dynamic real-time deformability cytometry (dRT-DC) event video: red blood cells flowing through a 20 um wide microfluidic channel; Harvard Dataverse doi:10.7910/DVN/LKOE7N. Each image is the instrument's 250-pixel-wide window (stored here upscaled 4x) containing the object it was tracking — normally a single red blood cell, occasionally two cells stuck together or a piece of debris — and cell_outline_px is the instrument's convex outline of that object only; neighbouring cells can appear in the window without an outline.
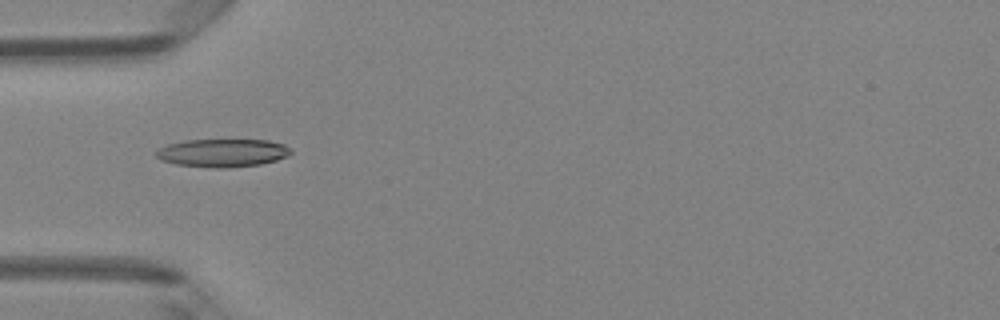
{"species": "Egyptian fruit bat (a non-hibernating species)", "species_latin": "Rousettus aegyptiacus", "temperature_condition": "room temperature", "stored_images_in_passage": 33, "camera_frame_rate_fps": 3000, "um_per_image_px": 0.085, "animal": {"sex": "female"}, "frame": {"image": 1, "passage_image": 1, "time_ms": 0.0, "image_size_px": [1000, 320], "cell_outline_px": [[292, 152], [288, 156], [276, 160], [260, 164], [228, 168], [212, 168], [176, 164], [160, 160], [156, 156], [156, 152], [160, 148], [168, 144], [184, 140], [268, 140], [284, 144]], "centroid_in_image_um": [18.91, 13.0], "position_along_channel_um": 66.1, "area_um2": 22.02}}
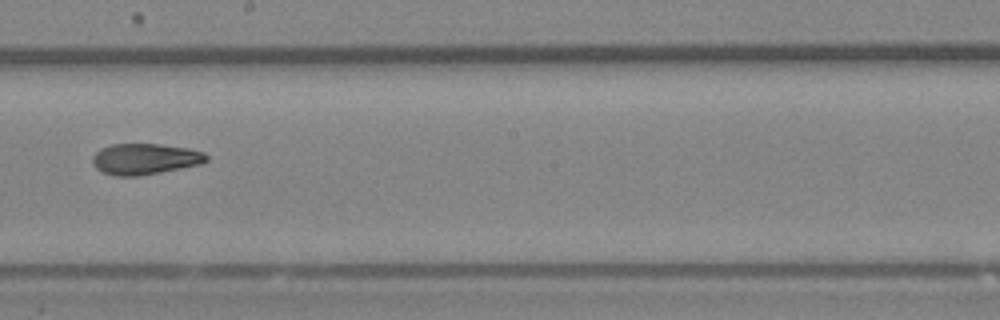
{"frame": {"image": 2, "passage_image": 13, "time_ms": 4.0, "image_size_px": [1000, 320], "cell_outline_px": [[208, 160], [200, 164], [140, 176], [116, 176], [104, 172], [96, 168], [92, 164], [92, 156], [100, 148], [112, 144], [160, 144], [188, 148], [204, 152], [208, 156]], "centroid_in_image_um": [12.3, 13.51], "position_along_channel_um": 235.9, "area_um2": 20.58}}
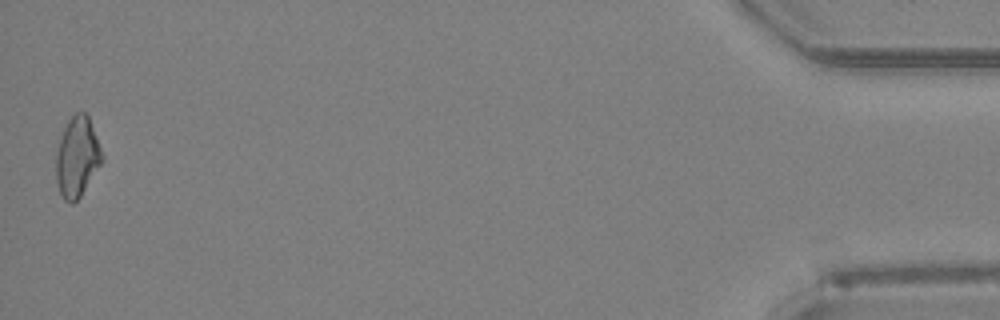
{"frame": {"image": 3, "passage_image": 33, "time_ms": 10.667, "image_size_px": [1000, 320], "cell_outline_px": [[104, 160], [80, 196], [72, 204], [68, 204], [64, 200], [60, 192], [56, 180], [56, 152], [64, 128], [68, 120], [76, 112], [84, 112], [88, 116], [104, 156]], "centroid_in_image_um": [6.56, 13.36], "position_along_channel_um": 428.6, "area_um2": 21.33}, "authors_computed_cell_mechanics": {"area_um2": 20.6346, "velocity_mm_per_s": 4.2664, "shape_relaxation_time_tau1_ms": null, "shape_relaxation_time_tau2_ms": 4.7896, "deformation_change_tau1": null, "deformation_change_tau2": 0.1314}}